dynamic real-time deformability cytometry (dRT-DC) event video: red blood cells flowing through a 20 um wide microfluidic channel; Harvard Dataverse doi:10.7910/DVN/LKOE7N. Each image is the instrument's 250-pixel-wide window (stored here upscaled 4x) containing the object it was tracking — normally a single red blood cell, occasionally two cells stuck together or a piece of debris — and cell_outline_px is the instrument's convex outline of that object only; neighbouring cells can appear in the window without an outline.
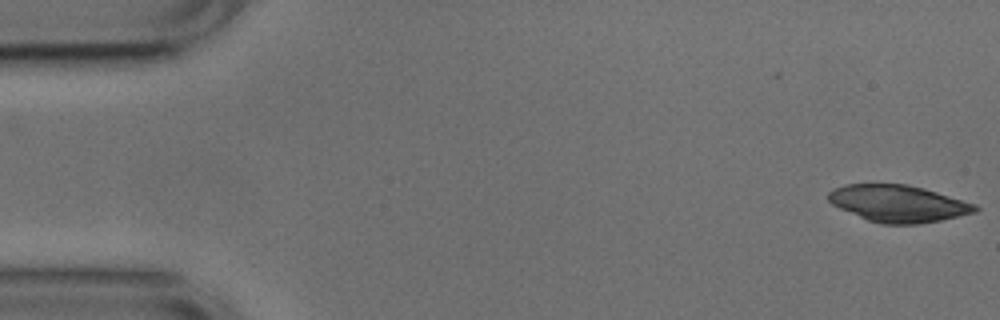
{"species": "common noctule bat (a hibernating species)", "species_latin": "Nyctalus noctula", "temperature_condition": "cold", "stored_images_in_passage": 52, "camera_frame_rate_fps": 3000, "um_per_image_px": 0.085, "animal": {"sex": "male", "body_mass_g": 17.9, "forearm_length_mm": 54.2}, "frame": {"image": 1, "passage_image": 1, "time_ms": 0.0, "image_size_px": [1000, 320], "cell_outline_px": [[980, 208], [976, 212], [940, 220], [920, 224], [880, 224], [868, 220], [840, 208], [832, 204], [828, 200], [828, 192], [844, 184], [908, 184], [924, 188], [976, 204]], "centroid_in_image_um": [76.36, 17.3], "position_along_channel_um": 8.6, "area_um2": 31.44}}